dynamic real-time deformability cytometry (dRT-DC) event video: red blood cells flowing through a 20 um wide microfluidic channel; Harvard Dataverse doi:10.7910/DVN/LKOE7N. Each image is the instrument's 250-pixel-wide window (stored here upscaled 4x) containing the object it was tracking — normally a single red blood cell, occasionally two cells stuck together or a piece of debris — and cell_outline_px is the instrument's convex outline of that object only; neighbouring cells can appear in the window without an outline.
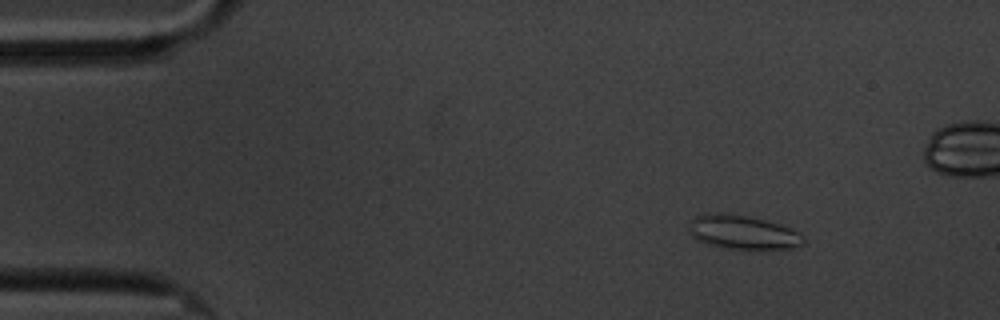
{"species": "common noctule bat (a hibernating species)", "species_latin": "Nyctalus noctula", "temperature_condition": "cold", "stored_images_in_passage": 6, "camera_frame_rate_fps": 3000, "um_per_image_px": 0.085, "animal": {"sex": "male", "body_mass_g": 20.1, "forearm_length_mm": 53.5}, "frame": {"image": 1, "passage_image": 3, "time_ms": 2.333, "image_size_px": [1000, 320], "cell_outline_px": [[804, 244], [792, 248], [724, 248], [708, 244], [696, 240], [688, 232], [688, 228], [692, 220], [696, 216], [704, 212], [724, 212], [748, 216], [780, 224], [800, 232], [804, 236]], "centroid_in_image_um": [63.1, 19.71], "position_along_channel_um": 21.9, "area_um2": 22.77}}